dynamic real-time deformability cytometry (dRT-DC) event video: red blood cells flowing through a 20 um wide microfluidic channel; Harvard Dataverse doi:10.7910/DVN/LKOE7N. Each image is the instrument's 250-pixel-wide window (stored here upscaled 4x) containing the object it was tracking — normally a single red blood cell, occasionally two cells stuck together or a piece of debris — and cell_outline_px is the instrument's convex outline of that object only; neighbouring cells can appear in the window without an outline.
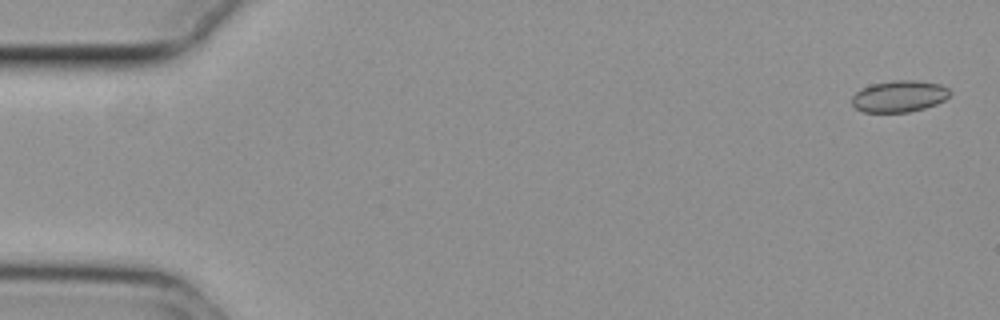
{"species": "common noctule bat (a hibernating species)", "species_latin": "Nyctalus noctula", "temperature_condition": "cold", "stored_images_in_passage": 15, "camera_frame_rate_fps": 3000, "um_per_image_px": 0.085, "animal": {"sex": "female", "body_mass_g": 29.2, "forearm_length_mm": 56.3}, "frame": {"image": 1, "passage_image": 2, "time_ms": 0.333, "image_size_px": [1000, 320], "cell_outline_px": [[952, 92], [944, 100], [936, 104], [924, 108], [908, 112], [864, 112], [856, 108], [852, 104], [852, 96], [860, 88], [872, 84], [892, 80], [916, 80], [940, 84], [948, 88]], "centroid_in_image_um": [76.43, 8.17], "position_along_channel_um": 8.6, "area_um2": 18.09}}